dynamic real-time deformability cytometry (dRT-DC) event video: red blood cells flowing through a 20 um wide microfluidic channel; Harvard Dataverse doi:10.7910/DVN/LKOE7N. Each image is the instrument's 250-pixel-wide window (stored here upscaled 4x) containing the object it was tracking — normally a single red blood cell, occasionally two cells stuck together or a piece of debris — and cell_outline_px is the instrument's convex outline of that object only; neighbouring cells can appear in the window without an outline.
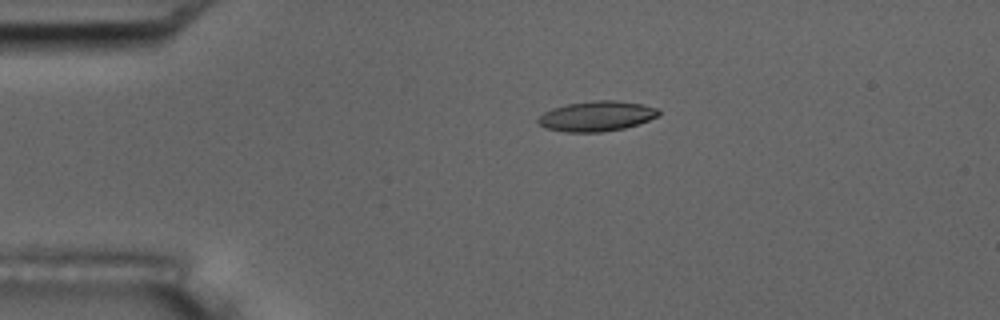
{"species": "common noctule bat (a hibernating species)", "species_latin": "Nyctalus noctula", "temperature_condition": "room temperature", "stored_images_in_passage": 6, "camera_frame_rate_fps": 3000, "um_per_image_px": 0.085, "animal": {"sex": "male", "body_mass_g": 17.5, "forearm_length_mm": 52.3}, "frame": {"image": 1, "passage_image": 3, "time_ms": 0.667, "image_size_px": [1000, 320], "cell_outline_px": [[660, 112], [656, 116], [648, 120], [624, 128], [600, 132], [564, 132], [548, 128], [540, 124], [536, 120], [544, 112], [552, 108], [568, 104], [592, 100], [616, 100], [640, 104], [660, 108]], "centroid_in_image_um": [50.71, 9.86], "position_along_channel_um": 34.3, "area_um2": 20.98}}
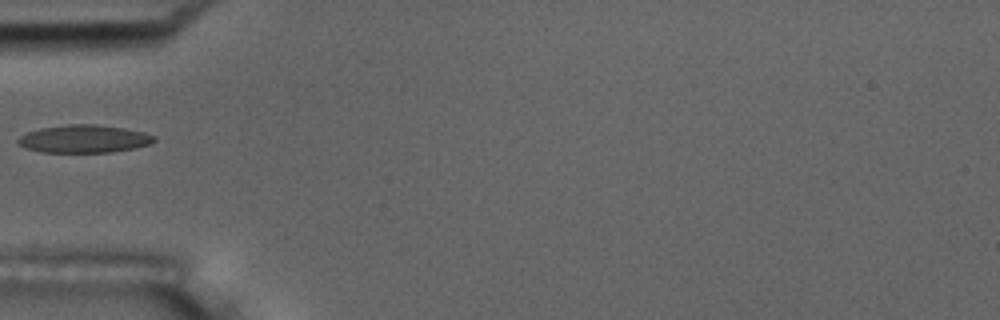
{"frame": {"image": 2, "passage_image": 5, "time_ms": 1.333, "image_size_px": [1000, 320], "cell_outline_px": [[156, 140], [152, 144], [136, 148], [112, 152], [40, 152], [16, 144], [16, 140], [20, 136], [28, 132], [40, 128], [68, 124], [96, 124], [124, 128], [144, 132], [156, 136]], "centroid_in_image_um": [7.17, 11.8], "position_along_channel_um": 77.8, "area_um2": 22.25}}